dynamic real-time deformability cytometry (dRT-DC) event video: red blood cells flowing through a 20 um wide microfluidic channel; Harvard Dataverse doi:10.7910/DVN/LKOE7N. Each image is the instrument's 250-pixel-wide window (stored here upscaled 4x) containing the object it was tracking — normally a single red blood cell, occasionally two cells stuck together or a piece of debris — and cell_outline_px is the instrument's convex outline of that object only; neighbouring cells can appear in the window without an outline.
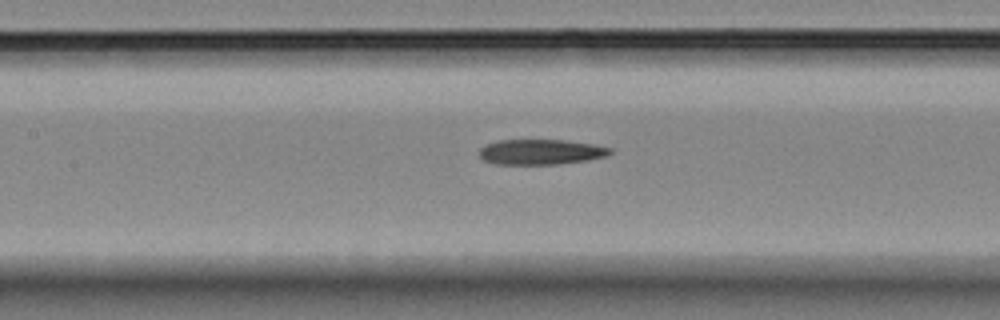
{"species": "Egyptian fruit bat (a non-hibernating species)", "species_latin": "Rousettus aegyptiacus", "temperature_condition": "room temperature", "stored_images_in_passage": 5, "segment_of_instrument_passage": [2, 2], "camera_frame_rate_fps": 3000, "um_per_image_px": 0.085, "animal": {"sex": "female"}, "frame": {"image": 1, "passage_image": 5, "time_ms": 5.0, "image_size_px": [1000, 320], "cell_outline_px": [[612, 152], [608, 156], [588, 160], [556, 164], [496, 164], [484, 160], [480, 156], [480, 148], [488, 144], [500, 140], [564, 140], [592, 144], [612, 148]], "centroid_in_image_um": [46.0, 12.92], "position_along_channel_um": 161.4, "area_um2": 19.13}}